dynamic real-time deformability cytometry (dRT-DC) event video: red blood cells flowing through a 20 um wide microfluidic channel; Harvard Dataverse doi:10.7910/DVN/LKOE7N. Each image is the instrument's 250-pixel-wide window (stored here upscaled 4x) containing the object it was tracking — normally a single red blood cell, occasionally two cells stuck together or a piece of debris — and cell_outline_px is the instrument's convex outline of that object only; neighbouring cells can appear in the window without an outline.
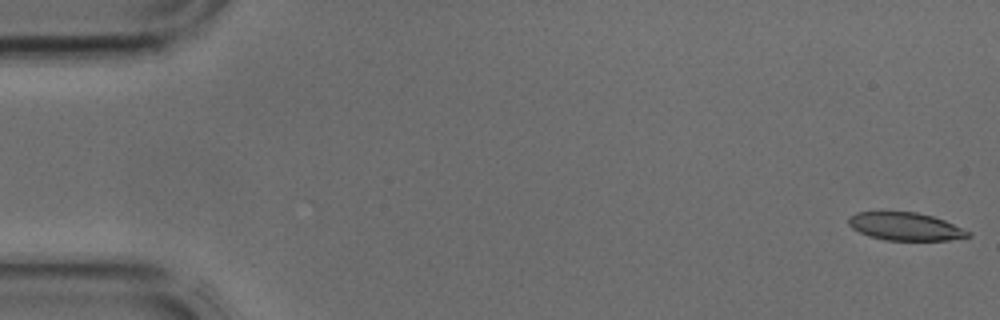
{"species": "common noctule bat (a hibernating species)", "species_latin": "Nyctalus noctula", "temperature_condition": "cold", "stored_images_in_passage": 43, "segment_of_instrument_passage": [1, 2], "camera_frame_rate_fps": 3000, "um_per_image_px": 0.085, "animal": {"sex": "male", "body_mass_g": 17.9, "forearm_length_mm": 54.2}, "frame": {"image": 1, "passage_image": 1, "time_ms": 0.0, "image_size_px": [1000, 320], "cell_outline_px": [[972, 236], [948, 240], [884, 240], [868, 236], [852, 228], [848, 224], [848, 216], [856, 212], [916, 212], [932, 216], [944, 220], [972, 232]], "centroid_in_image_um": [76.95, 19.25], "position_along_channel_um": 8.1, "area_um2": 19.48}}
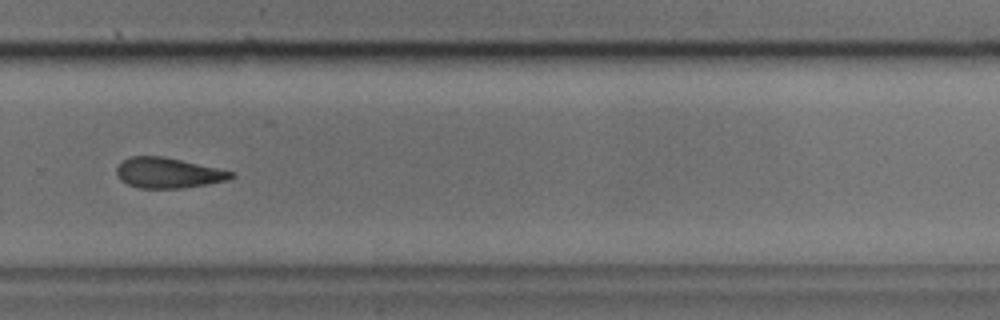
{"frame": {"image": 2, "passage_image": 29, "time_ms": 9.333, "image_size_px": [1000, 320], "cell_outline_px": [[236, 176], [228, 180], [180, 188], [140, 188], [128, 184], [120, 180], [116, 172], [116, 168], [124, 160], [132, 156], [164, 156], [236, 172]], "centroid_in_image_um": [14.31, 14.69], "position_along_channel_um": 315.5, "area_um2": 20.17}}
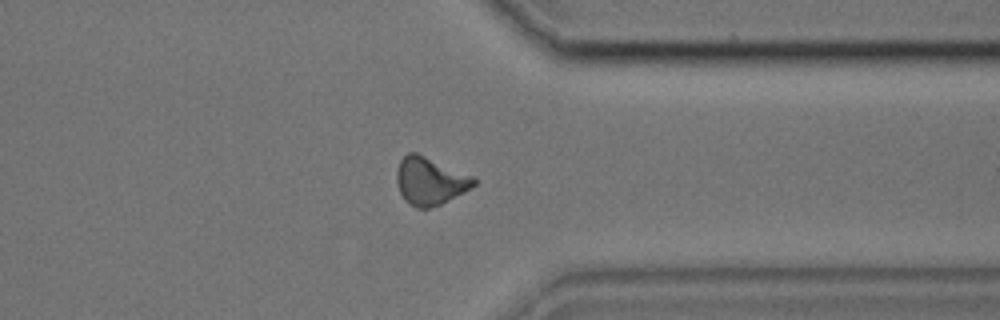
{"frame": {"image": 3, "passage_image": 33, "time_ms": 10.667, "image_size_px": [1000, 320], "cell_outline_px": [[476, 184], [464, 192], [440, 204], [428, 208], [416, 208], [404, 200], [400, 192], [396, 180], [396, 172], [400, 160], [408, 152], [416, 152], [472, 176], [476, 180]], "centroid_in_image_um": [36.52, 15.38], "position_along_channel_um": 374.9, "area_um2": 21.15}}